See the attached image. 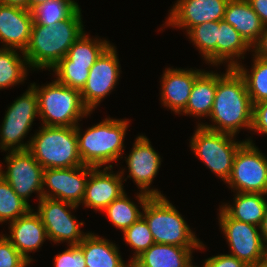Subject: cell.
<instances>
[{
	"instance_id": "obj_12",
	"label": "cell",
	"mask_w": 267,
	"mask_h": 267,
	"mask_svg": "<svg viewBox=\"0 0 267 267\" xmlns=\"http://www.w3.org/2000/svg\"><path fill=\"white\" fill-rule=\"evenodd\" d=\"M117 48L110 44L90 68L88 79L80 91L84 105L93 112L118 84L121 65Z\"/></svg>"
},
{
	"instance_id": "obj_17",
	"label": "cell",
	"mask_w": 267,
	"mask_h": 267,
	"mask_svg": "<svg viewBox=\"0 0 267 267\" xmlns=\"http://www.w3.org/2000/svg\"><path fill=\"white\" fill-rule=\"evenodd\" d=\"M112 170L113 167H104L102 170L99 167L90 172L82 201L83 206L93 208L94 211H103L125 193L123 182L127 178L124 179V169L117 173Z\"/></svg>"
},
{
	"instance_id": "obj_4",
	"label": "cell",
	"mask_w": 267,
	"mask_h": 267,
	"mask_svg": "<svg viewBox=\"0 0 267 267\" xmlns=\"http://www.w3.org/2000/svg\"><path fill=\"white\" fill-rule=\"evenodd\" d=\"M38 96L39 119L44 126L73 127L90 116L79 90L60 84L55 79L43 86L30 84Z\"/></svg>"
},
{
	"instance_id": "obj_41",
	"label": "cell",
	"mask_w": 267,
	"mask_h": 267,
	"mask_svg": "<svg viewBox=\"0 0 267 267\" xmlns=\"http://www.w3.org/2000/svg\"><path fill=\"white\" fill-rule=\"evenodd\" d=\"M251 8L260 17L264 26H267V0H247Z\"/></svg>"
},
{
	"instance_id": "obj_25",
	"label": "cell",
	"mask_w": 267,
	"mask_h": 267,
	"mask_svg": "<svg viewBox=\"0 0 267 267\" xmlns=\"http://www.w3.org/2000/svg\"><path fill=\"white\" fill-rule=\"evenodd\" d=\"M215 92L216 73L204 70L195 79L187 106L181 115H191L195 118H209L214 104Z\"/></svg>"
},
{
	"instance_id": "obj_23",
	"label": "cell",
	"mask_w": 267,
	"mask_h": 267,
	"mask_svg": "<svg viewBox=\"0 0 267 267\" xmlns=\"http://www.w3.org/2000/svg\"><path fill=\"white\" fill-rule=\"evenodd\" d=\"M77 246L83 252L86 267H132L122 259L116 243L92 232Z\"/></svg>"
},
{
	"instance_id": "obj_27",
	"label": "cell",
	"mask_w": 267,
	"mask_h": 267,
	"mask_svg": "<svg viewBox=\"0 0 267 267\" xmlns=\"http://www.w3.org/2000/svg\"><path fill=\"white\" fill-rule=\"evenodd\" d=\"M150 197V195L139 191L137 193L136 200L140 206H137L136 203L131 201L132 199L128 198L125 192L118 199H115L110 205H108L102 212L106 213L105 215L115 228L124 232L134 222L142 217V211L140 210L143 209L145 203Z\"/></svg>"
},
{
	"instance_id": "obj_7",
	"label": "cell",
	"mask_w": 267,
	"mask_h": 267,
	"mask_svg": "<svg viewBox=\"0 0 267 267\" xmlns=\"http://www.w3.org/2000/svg\"><path fill=\"white\" fill-rule=\"evenodd\" d=\"M194 131L189 141L193 154L226 183L232 171L235 155L246 140L236 141L234 135L209 130L201 125L196 126Z\"/></svg>"
},
{
	"instance_id": "obj_1",
	"label": "cell",
	"mask_w": 267,
	"mask_h": 267,
	"mask_svg": "<svg viewBox=\"0 0 267 267\" xmlns=\"http://www.w3.org/2000/svg\"><path fill=\"white\" fill-rule=\"evenodd\" d=\"M216 72V92L209 116L212 124L198 123L204 128L236 136L240 129L252 128L253 105L244 78L235 68Z\"/></svg>"
},
{
	"instance_id": "obj_2",
	"label": "cell",
	"mask_w": 267,
	"mask_h": 267,
	"mask_svg": "<svg viewBox=\"0 0 267 267\" xmlns=\"http://www.w3.org/2000/svg\"><path fill=\"white\" fill-rule=\"evenodd\" d=\"M84 29L80 7L55 26L32 24L30 41L24 51L29 69L50 71L66 56Z\"/></svg>"
},
{
	"instance_id": "obj_45",
	"label": "cell",
	"mask_w": 267,
	"mask_h": 267,
	"mask_svg": "<svg viewBox=\"0 0 267 267\" xmlns=\"http://www.w3.org/2000/svg\"><path fill=\"white\" fill-rule=\"evenodd\" d=\"M264 248H263V259L261 261H267V240H263Z\"/></svg>"
},
{
	"instance_id": "obj_29",
	"label": "cell",
	"mask_w": 267,
	"mask_h": 267,
	"mask_svg": "<svg viewBox=\"0 0 267 267\" xmlns=\"http://www.w3.org/2000/svg\"><path fill=\"white\" fill-rule=\"evenodd\" d=\"M220 21L202 23L192 27L187 36L201 53L204 61L217 67V40Z\"/></svg>"
},
{
	"instance_id": "obj_5",
	"label": "cell",
	"mask_w": 267,
	"mask_h": 267,
	"mask_svg": "<svg viewBox=\"0 0 267 267\" xmlns=\"http://www.w3.org/2000/svg\"><path fill=\"white\" fill-rule=\"evenodd\" d=\"M32 137L29 151L43 169L72 168L82 166L78 151L76 126L39 127Z\"/></svg>"
},
{
	"instance_id": "obj_24",
	"label": "cell",
	"mask_w": 267,
	"mask_h": 267,
	"mask_svg": "<svg viewBox=\"0 0 267 267\" xmlns=\"http://www.w3.org/2000/svg\"><path fill=\"white\" fill-rule=\"evenodd\" d=\"M233 205L220 207L233 219L260 227L267 209V194L234 192Z\"/></svg>"
},
{
	"instance_id": "obj_42",
	"label": "cell",
	"mask_w": 267,
	"mask_h": 267,
	"mask_svg": "<svg viewBox=\"0 0 267 267\" xmlns=\"http://www.w3.org/2000/svg\"><path fill=\"white\" fill-rule=\"evenodd\" d=\"M0 3L27 9V0H0Z\"/></svg>"
},
{
	"instance_id": "obj_40",
	"label": "cell",
	"mask_w": 267,
	"mask_h": 267,
	"mask_svg": "<svg viewBox=\"0 0 267 267\" xmlns=\"http://www.w3.org/2000/svg\"><path fill=\"white\" fill-rule=\"evenodd\" d=\"M251 51L255 57L267 60V26L264 27L260 38L251 47Z\"/></svg>"
},
{
	"instance_id": "obj_14",
	"label": "cell",
	"mask_w": 267,
	"mask_h": 267,
	"mask_svg": "<svg viewBox=\"0 0 267 267\" xmlns=\"http://www.w3.org/2000/svg\"><path fill=\"white\" fill-rule=\"evenodd\" d=\"M94 168L82 165L43 169L42 196L81 205L89 174Z\"/></svg>"
},
{
	"instance_id": "obj_43",
	"label": "cell",
	"mask_w": 267,
	"mask_h": 267,
	"mask_svg": "<svg viewBox=\"0 0 267 267\" xmlns=\"http://www.w3.org/2000/svg\"><path fill=\"white\" fill-rule=\"evenodd\" d=\"M259 228H260L262 239L267 240V209H266L264 218Z\"/></svg>"
},
{
	"instance_id": "obj_39",
	"label": "cell",
	"mask_w": 267,
	"mask_h": 267,
	"mask_svg": "<svg viewBox=\"0 0 267 267\" xmlns=\"http://www.w3.org/2000/svg\"><path fill=\"white\" fill-rule=\"evenodd\" d=\"M202 267H249L230 254H218L205 259Z\"/></svg>"
},
{
	"instance_id": "obj_32",
	"label": "cell",
	"mask_w": 267,
	"mask_h": 267,
	"mask_svg": "<svg viewBox=\"0 0 267 267\" xmlns=\"http://www.w3.org/2000/svg\"><path fill=\"white\" fill-rule=\"evenodd\" d=\"M79 7L75 0H47L31 10L33 24L55 26L68 19Z\"/></svg>"
},
{
	"instance_id": "obj_16",
	"label": "cell",
	"mask_w": 267,
	"mask_h": 267,
	"mask_svg": "<svg viewBox=\"0 0 267 267\" xmlns=\"http://www.w3.org/2000/svg\"><path fill=\"white\" fill-rule=\"evenodd\" d=\"M229 0H177L170 9L165 26L181 28L186 33L202 23L224 18Z\"/></svg>"
},
{
	"instance_id": "obj_8",
	"label": "cell",
	"mask_w": 267,
	"mask_h": 267,
	"mask_svg": "<svg viewBox=\"0 0 267 267\" xmlns=\"http://www.w3.org/2000/svg\"><path fill=\"white\" fill-rule=\"evenodd\" d=\"M0 128V149L7 151L28 150L31 140L23 143L32 128L34 119L39 118L38 96L30 85L20 97L8 106Z\"/></svg>"
},
{
	"instance_id": "obj_13",
	"label": "cell",
	"mask_w": 267,
	"mask_h": 267,
	"mask_svg": "<svg viewBox=\"0 0 267 267\" xmlns=\"http://www.w3.org/2000/svg\"><path fill=\"white\" fill-rule=\"evenodd\" d=\"M9 152V153H8ZM5 159L7 164L0 175L9 183L14 192L27 203L32 193L42 196L43 167L34 159L29 150L8 151Z\"/></svg>"
},
{
	"instance_id": "obj_3",
	"label": "cell",
	"mask_w": 267,
	"mask_h": 267,
	"mask_svg": "<svg viewBox=\"0 0 267 267\" xmlns=\"http://www.w3.org/2000/svg\"><path fill=\"white\" fill-rule=\"evenodd\" d=\"M127 120L107 117L88 127L84 133L80 124L76 125L78 151L83 165L102 168L108 164L106 167H113L111 162L123 159L124 138L130 121Z\"/></svg>"
},
{
	"instance_id": "obj_15",
	"label": "cell",
	"mask_w": 267,
	"mask_h": 267,
	"mask_svg": "<svg viewBox=\"0 0 267 267\" xmlns=\"http://www.w3.org/2000/svg\"><path fill=\"white\" fill-rule=\"evenodd\" d=\"M128 156H124L127 167V178L133 179L140 192L150 196H164L156 188H150L161 166V156L152 147L145 135L136 136Z\"/></svg>"
},
{
	"instance_id": "obj_35",
	"label": "cell",
	"mask_w": 267,
	"mask_h": 267,
	"mask_svg": "<svg viewBox=\"0 0 267 267\" xmlns=\"http://www.w3.org/2000/svg\"><path fill=\"white\" fill-rule=\"evenodd\" d=\"M123 240L126 242L125 244L135 251L133 252V257H131L132 259L129 260L130 263L155 243L148 224L143 217L139 218L123 232Z\"/></svg>"
},
{
	"instance_id": "obj_47",
	"label": "cell",
	"mask_w": 267,
	"mask_h": 267,
	"mask_svg": "<svg viewBox=\"0 0 267 267\" xmlns=\"http://www.w3.org/2000/svg\"><path fill=\"white\" fill-rule=\"evenodd\" d=\"M193 262H191L188 266H186V267H199V266H196V265H193L192 264ZM202 267V266H201Z\"/></svg>"
},
{
	"instance_id": "obj_46",
	"label": "cell",
	"mask_w": 267,
	"mask_h": 267,
	"mask_svg": "<svg viewBox=\"0 0 267 267\" xmlns=\"http://www.w3.org/2000/svg\"><path fill=\"white\" fill-rule=\"evenodd\" d=\"M257 267H267V261H261Z\"/></svg>"
},
{
	"instance_id": "obj_22",
	"label": "cell",
	"mask_w": 267,
	"mask_h": 267,
	"mask_svg": "<svg viewBox=\"0 0 267 267\" xmlns=\"http://www.w3.org/2000/svg\"><path fill=\"white\" fill-rule=\"evenodd\" d=\"M223 20L233 26L250 47L257 42L265 27L247 0H229Z\"/></svg>"
},
{
	"instance_id": "obj_36",
	"label": "cell",
	"mask_w": 267,
	"mask_h": 267,
	"mask_svg": "<svg viewBox=\"0 0 267 267\" xmlns=\"http://www.w3.org/2000/svg\"><path fill=\"white\" fill-rule=\"evenodd\" d=\"M30 266L21 253L5 237L0 235V267H27Z\"/></svg>"
},
{
	"instance_id": "obj_30",
	"label": "cell",
	"mask_w": 267,
	"mask_h": 267,
	"mask_svg": "<svg viewBox=\"0 0 267 267\" xmlns=\"http://www.w3.org/2000/svg\"><path fill=\"white\" fill-rule=\"evenodd\" d=\"M253 65L248 71L242 63L237 64L235 69L244 78L247 92L252 105L267 100V60L255 57Z\"/></svg>"
},
{
	"instance_id": "obj_44",
	"label": "cell",
	"mask_w": 267,
	"mask_h": 267,
	"mask_svg": "<svg viewBox=\"0 0 267 267\" xmlns=\"http://www.w3.org/2000/svg\"><path fill=\"white\" fill-rule=\"evenodd\" d=\"M46 1L47 0H27V9L31 11L34 7Z\"/></svg>"
},
{
	"instance_id": "obj_6",
	"label": "cell",
	"mask_w": 267,
	"mask_h": 267,
	"mask_svg": "<svg viewBox=\"0 0 267 267\" xmlns=\"http://www.w3.org/2000/svg\"><path fill=\"white\" fill-rule=\"evenodd\" d=\"M155 243L180 247H200L199 240L187 222L165 196H151L142 209Z\"/></svg>"
},
{
	"instance_id": "obj_37",
	"label": "cell",
	"mask_w": 267,
	"mask_h": 267,
	"mask_svg": "<svg viewBox=\"0 0 267 267\" xmlns=\"http://www.w3.org/2000/svg\"><path fill=\"white\" fill-rule=\"evenodd\" d=\"M54 267H86L82 250L77 245H70L62 253L54 256Z\"/></svg>"
},
{
	"instance_id": "obj_28",
	"label": "cell",
	"mask_w": 267,
	"mask_h": 267,
	"mask_svg": "<svg viewBox=\"0 0 267 267\" xmlns=\"http://www.w3.org/2000/svg\"><path fill=\"white\" fill-rule=\"evenodd\" d=\"M21 54L19 56L18 49L0 48V90L22 84L26 80L29 65L24 52Z\"/></svg>"
},
{
	"instance_id": "obj_19",
	"label": "cell",
	"mask_w": 267,
	"mask_h": 267,
	"mask_svg": "<svg viewBox=\"0 0 267 267\" xmlns=\"http://www.w3.org/2000/svg\"><path fill=\"white\" fill-rule=\"evenodd\" d=\"M33 24L32 12L26 8L0 3V42L1 48H27Z\"/></svg>"
},
{
	"instance_id": "obj_18",
	"label": "cell",
	"mask_w": 267,
	"mask_h": 267,
	"mask_svg": "<svg viewBox=\"0 0 267 267\" xmlns=\"http://www.w3.org/2000/svg\"><path fill=\"white\" fill-rule=\"evenodd\" d=\"M202 69L165 68L161 77V103L171 109L174 114H181L192 91L195 79L203 72Z\"/></svg>"
},
{
	"instance_id": "obj_31",
	"label": "cell",
	"mask_w": 267,
	"mask_h": 267,
	"mask_svg": "<svg viewBox=\"0 0 267 267\" xmlns=\"http://www.w3.org/2000/svg\"><path fill=\"white\" fill-rule=\"evenodd\" d=\"M90 37L85 31L70 47L66 57L72 65L93 66L102 52L111 44L106 39Z\"/></svg>"
},
{
	"instance_id": "obj_34",
	"label": "cell",
	"mask_w": 267,
	"mask_h": 267,
	"mask_svg": "<svg viewBox=\"0 0 267 267\" xmlns=\"http://www.w3.org/2000/svg\"><path fill=\"white\" fill-rule=\"evenodd\" d=\"M91 67L72 65V62L65 56L51 70L57 82L81 91L88 79Z\"/></svg>"
},
{
	"instance_id": "obj_20",
	"label": "cell",
	"mask_w": 267,
	"mask_h": 267,
	"mask_svg": "<svg viewBox=\"0 0 267 267\" xmlns=\"http://www.w3.org/2000/svg\"><path fill=\"white\" fill-rule=\"evenodd\" d=\"M8 229L10 235L4 234L5 237L30 263L34 260L29 254L37 251L42 247L43 242L49 240L40 216L33 209L11 222Z\"/></svg>"
},
{
	"instance_id": "obj_38",
	"label": "cell",
	"mask_w": 267,
	"mask_h": 267,
	"mask_svg": "<svg viewBox=\"0 0 267 267\" xmlns=\"http://www.w3.org/2000/svg\"><path fill=\"white\" fill-rule=\"evenodd\" d=\"M251 131L267 135V100L253 104Z\"/></svg>"
},
{
	"instance_id": "obj_26",
	"label": "cell",
	"mask_w": 267,
	"mask_h": 267,
	"mask_svg": "<svg viewBox=\"0 0 267 267\" xmlns=\"http://www.w3.org/2000/svg\"><path fill=\"white\" fill-rule=\"evenodd\" d=\"M250 50L251 47L235 28L225 20H220L217 40V66L224 62L227 63L228 68H235L240 63L239 59L244 60V54Z\"/></svg>"
},
{
	"instance_id": "obj_11",
	"label": "cell",
	"mask_w": 267,
	"mask_h": 267,
	"mask_svg": "<svg viewBox=\"0 0 267 267\" xmlns=\"http://www.w3.org/2000/svg\"><path fill=\"white\" fill-rule=\"evenodd\" d=\"M218 221L224 238L235 256L249 267H257L263 259L264 242L260 228L231 218L220 206Z\"/></svg>"
},
{
	"instance_id": "obj_21",
	"label": "cell",
	"mask_w": 267,
	"mask_h": 267,
	"mask_svg": "<svg viewBox=\"0 0 267 267\" xmlns=\"http://www.w3.org/2000/svg\"><path fill=\"white\" fill-rule=\"evenodd\" d=\"M197 249H205L203 242L200 247L154 243L132 262V267H186L192 262L193 250Z\"/></svg>"
},
{
	"instance_id": "obj_10",
	"label": "cell",
	"mask_w": 267,
	"mask_h": 267,
	"mask_svg": "<svg viewBox=\"0 0 267 267\" xmlns=\"http://www.w3.org/2000/svg\"><path fill=\"white\" fill-rule=\"evenodd\" d=\"M79 206L70 202L53 198L42 197L39 200L37 214L40 216L49 241L55 243H68L67 245H79L89 234L84 233L80 227L84 222H80L72 215L71 211Z\"/></svg>"
},
{
	"instance_id": "obj_9",
	"label": "cell",
	"mask_w": 267,
	"mask_h": 267,
	"mask_svg": "<svg viewBox=\"0 0 267 267\" xmlns=\"http://www.w3.org/2000/svg\"><path fill=\"white\" fill-rule=\"evenodd\" d=\"M226 183L233 193L267 194V157L251 138L238 149Z\"/></svg>"
},
{
	"instance_id": "obj_33",
	"label": "cell",
	"mask_w": 267,
	"mask_h": 267,
	"mask_svg": "<svg viewBox=\"0 0 267 267\" xmlns=\"http://www.w3.org/2000/svg\"><path fill=\"white\" fill-rule=\"evenodd\" d=\"M31 206L20 198L0 175V223H7V221L11 223L26 215L32 209Z\"/></svg>"
}]
</instances>
